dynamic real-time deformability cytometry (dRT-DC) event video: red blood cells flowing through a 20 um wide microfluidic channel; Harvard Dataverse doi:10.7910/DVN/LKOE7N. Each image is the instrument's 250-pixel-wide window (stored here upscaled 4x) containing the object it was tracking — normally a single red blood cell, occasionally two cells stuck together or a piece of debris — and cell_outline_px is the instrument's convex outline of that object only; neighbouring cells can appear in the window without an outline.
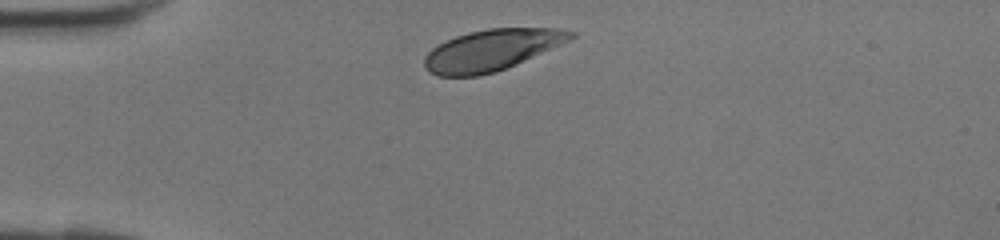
{"species": "human", "species_latin": "Homo sapiens", "temperature_condition": "room temperature", "stored_images_in_passage": 26, "camera_frame_rate_fps": 3000, "um_per_image_px": 0.085, "donor": {"sex": "female"}, "frame": {"image": 1, "passage_image": 1, "time_ms": 0.0, "image_size_px": [1000, 240], "cell_outline_px": [[576, 36], [560, 44], [516, 64], [496, 72], [480, 76], [436, 76], [428, 72], [424, 68], [424, 56], [432, 48], [456, 36], [468, 32], [488, 28], [560, 28], [576, 32]], "centroid_in_image_um": [41.75, 4.26], "position_along_channel_um": 43.2, "area_um2": 35.03}}
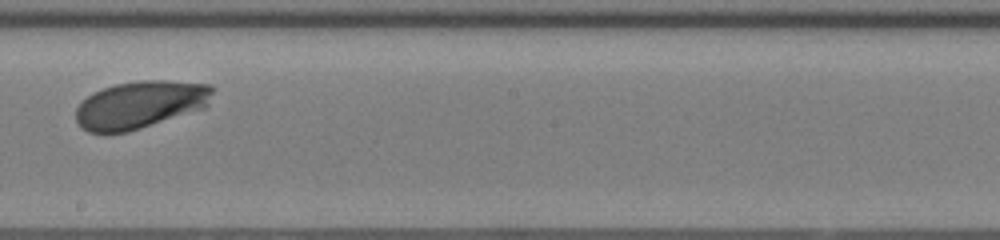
{"frame": {"image": 2, "passage_image": 15, "time_ms": 4.667, "image_size_px": [1000, 240], "cell_outline_px": [[216, 88], [208, 104], [204, 108], [128, 132], [88, 132], [76, 120], [76, 108], [92, 92], [116, 84], [140, 80], [164, 80], [212, 84]], "centroid_in_image_um": [11.97, 8.87], "position_along_channel_um": 236.2, "area_um2": 37.74}}
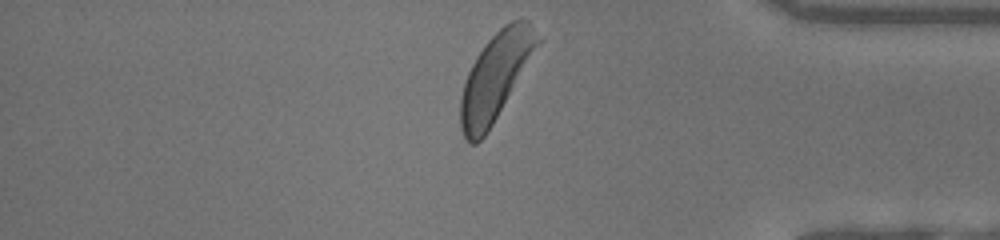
{"frame": {"image": 3, "passage_image": 26, "time_ms": 8.333, "image_size_px": [1000, 240], "cell_outline_px": [[544, 40], [492, 124], [484, 136], [476, 144], [468, 144], [460, 128], [460, 100], [464, 84], [468, 72], [476, 56], [484, 44], [504, 24], [520, 16], [528, 20], [544, 36]], "centroid_in_image_um": [42.19, 6.43], "position_along_channel_um": 393.0, "area_um2": 39.59}}